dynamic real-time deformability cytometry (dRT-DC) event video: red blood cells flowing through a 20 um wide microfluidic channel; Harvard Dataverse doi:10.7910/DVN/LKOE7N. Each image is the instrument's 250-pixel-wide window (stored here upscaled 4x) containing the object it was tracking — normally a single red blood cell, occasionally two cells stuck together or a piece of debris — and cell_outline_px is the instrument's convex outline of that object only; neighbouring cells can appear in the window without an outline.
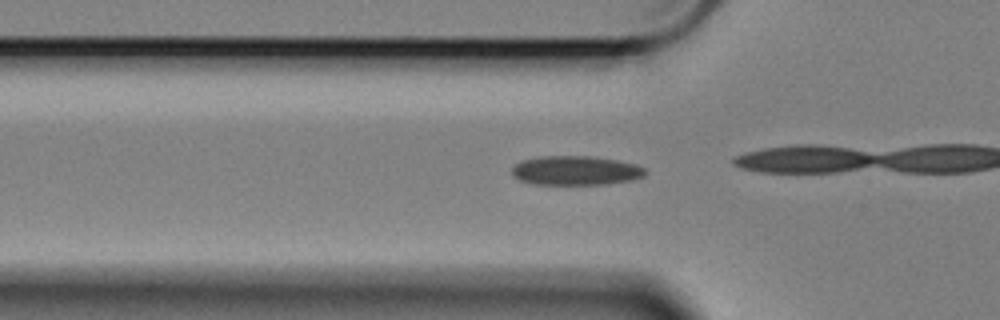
{"species": "Egyptian fruit bat (a non-hibernating species)", "species_latin": "Rousettus aegyptiacus", "temperature_condition": "cold", "stored_images_in_passage": 32, "camera_frame_rate_fps": 3000, "um_per_image_px": 0.085, "animal": {"sex": "female"}, "frame": {"image": 1, "passage_image": 5, "time_ms": 1.333, "image_size_px": [1000, 320], "cell_outline_px": [[648, 172], [644, 176], [632, 180], [608, 184], [532, 184], [520, 180], [512, 176], [512, 168], [516, 164], [524, 160], [544, 156], [588, 156], [616, 160], [636, 164], [644, 168]], "centroid_in_image_um": [48.96, 14.5], "position_along_channel_um": 76.8, "area_um2": 22.66}}